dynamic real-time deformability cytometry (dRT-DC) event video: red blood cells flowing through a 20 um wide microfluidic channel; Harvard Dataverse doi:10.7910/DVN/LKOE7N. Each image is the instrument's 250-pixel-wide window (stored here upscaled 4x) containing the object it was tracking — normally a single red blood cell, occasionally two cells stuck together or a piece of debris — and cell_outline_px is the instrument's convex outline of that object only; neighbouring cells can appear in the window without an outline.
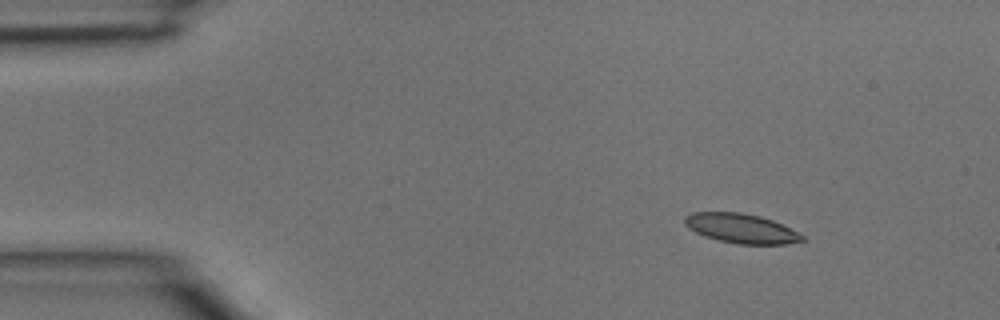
{"species": "common noctule bat (a hibernating species)", "species_latin": "Nyctalus noctula", "temperature_condition": "room temperature", "stored_images_in_passage": 3, "camera_frame_rate_fps": 3000, "um_per_image_px": 0.085, "animal": {"sex": "male", "body_mass_g": 15.6}, "frame": {"image": 1, "passage_image": 1, "time_ms": 0.0, "image_size_px": [1000, 320], "cell_outline_px": [[808, 240], [788, 244], [736, 244], [704, 236], [688, 228], [684, 224], [684, 216], [692, 212], [740, 212], [760, 216], [772, 220], [804, 236]], "centroid_in_image_um": [62.98, 19.41], "position_along_channel_um": 22.0, "area_um2": 20.17}}
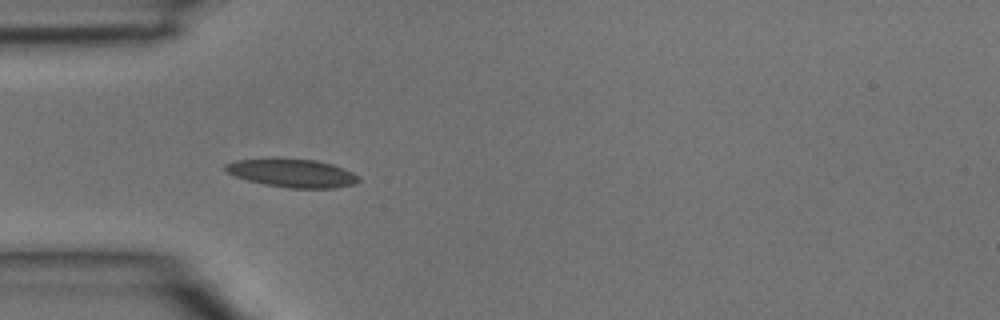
{"frame": {"image": 2, "passage_image": 3, "time_ms": 0.667, "image_size_px": [1000, 320], "cell_outline_px": [[360, 180], [356, 184], [336, 188], [288, 188], [264, 184], [248, 180], [236, 176], [228, 172], [224, 168], [224, 164], [236, 160], [316, 160], [332, 164], [344, 168], [360, 176]], "centroid_in_image_um": [24.92, 14.74], "position_along_channel_um": 60.1, "area_um2": 21.5}}